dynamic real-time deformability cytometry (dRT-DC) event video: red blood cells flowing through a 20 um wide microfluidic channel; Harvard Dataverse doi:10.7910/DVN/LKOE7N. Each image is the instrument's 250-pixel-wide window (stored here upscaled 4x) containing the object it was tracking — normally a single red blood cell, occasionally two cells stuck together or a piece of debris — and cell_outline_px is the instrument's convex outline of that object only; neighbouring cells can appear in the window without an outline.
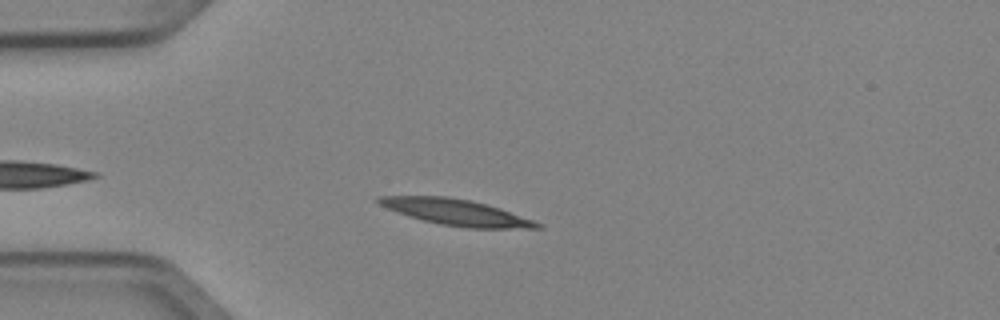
{"species": "Egyptian fruit bat (a non-hibernating species)", "species_latin": "Rousettus aegyptiacus", "temperature_condition": "cold", "stored_images_in_passage": 2, "camera_frame_rate_fps": 3000, "um_per_image_px": 0.085, "animal": {"sex": "female"}, "frame": {"image": 1, "passage_image": 2, "time_ms": 0.333, "image_size_px": [1000, 320], "cell_outline_px": [[544, 228], [468, 228], [440, 224], [408, 216], [396, 212], [380, 204], [376, 200], [376, 196], [444, 196], [472, 200], [488, 204], [500, 208], [544, 224]], "centroid_in_image_um": [38.81, 18.04], "position_along_channel_um": 46.2, "area_um2": 23.99}}